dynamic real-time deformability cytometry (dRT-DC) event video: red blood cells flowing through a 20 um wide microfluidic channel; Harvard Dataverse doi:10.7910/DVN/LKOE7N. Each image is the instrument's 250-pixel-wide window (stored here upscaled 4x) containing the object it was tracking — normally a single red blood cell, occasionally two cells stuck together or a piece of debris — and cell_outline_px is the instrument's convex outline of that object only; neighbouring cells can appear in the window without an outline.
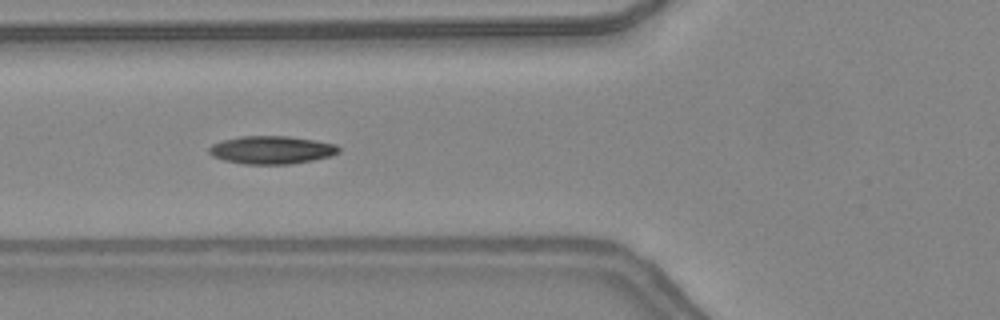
{"species": "common noctule bat (a hibernating species)", "species_latin": "Nyctalus noctula", "temperature_condition": "warm", "stored_images_in_passage": 8, "camera_frame_rate_fps": 3000, "um_per_image_px": 0.085, "animal": {"sex": "female", "body_mass_g": 24.6, "forearm_length_mm": 56.2}, "frame": {"image": 1, "passage_image": 5, "time_ms": 1.333, "image_size_px": [1000, 320], "cell_outline_px": [[340, 152], [332, 156], [292, 164], [244, 164], [224, 160], [212, 156], [208, 152], [208, 148], [212, 144], [224, 140], [240, 136], [288, 136], [336, 144], [340, 148]], "centroid_in_image_um": [23.08, 12.75], "position_along_channel_um": 102.7, "area_um2": 21.15}}